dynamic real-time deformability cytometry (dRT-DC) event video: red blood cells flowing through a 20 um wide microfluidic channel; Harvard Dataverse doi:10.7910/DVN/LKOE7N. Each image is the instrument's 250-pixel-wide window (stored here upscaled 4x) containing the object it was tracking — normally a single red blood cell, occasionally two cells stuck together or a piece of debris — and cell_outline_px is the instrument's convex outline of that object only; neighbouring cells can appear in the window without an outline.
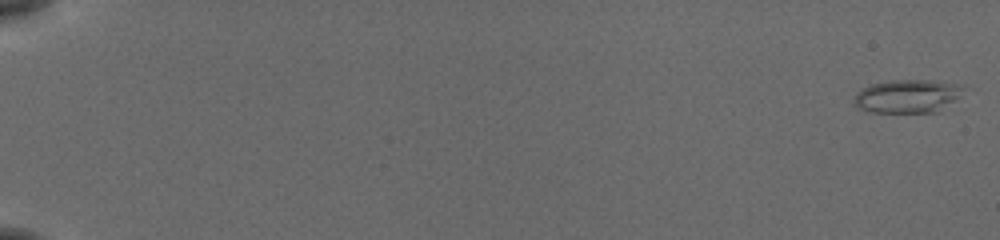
{"species": "common noctule bat (a hibernating species)", "species_latin": "Nyctalus noctula", "temperature_condition": "cold", "stored_images_in_passage": 10, "camera_frame_rate_fps": 3000, "um_per_image_px": 0.085, "animal": {"sex": "female", "body_mass_g": 19.5, "forearm_length_mm": 54.1}, "frame": {"image": 1, "passage_image": 1, "time_ms": 0.0, "image_size_px": [1000, 240], "cell_outline_px": [[964, 88], [952, 100], [936, 112], [864, 112], [856, 108], [856, 92], [872, 84], [892, 80], [932, 80], [964, 84]], "centroid_in_image_um": [77.1, 8.17], "position_along_channel_um": 7.9, "area_um2": 20.92}}